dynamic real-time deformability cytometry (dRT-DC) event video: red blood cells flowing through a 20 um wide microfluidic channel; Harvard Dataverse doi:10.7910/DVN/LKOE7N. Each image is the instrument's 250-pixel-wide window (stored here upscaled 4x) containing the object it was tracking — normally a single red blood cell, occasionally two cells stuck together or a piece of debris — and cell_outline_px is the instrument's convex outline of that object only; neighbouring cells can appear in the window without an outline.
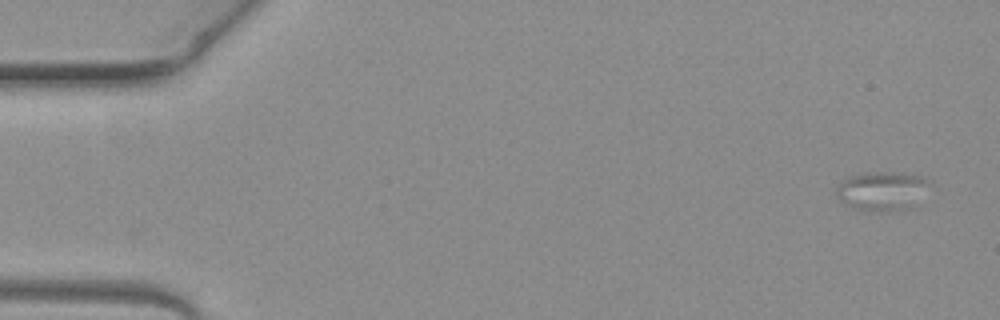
{"species": "common noctule bat (a hibernating species)", "species_latin": "Nyctalus noctula", "temperature_condition": "warm", "stored_images_in_passage": 7, "camera_frame_rate_fps": 3000, "um_per_image_px": 0.085, "animal": {"sex": "female", "body_mass_g": 19.3, "forearm_length_mm": 54.1}, "frame": {"image": 1, "passage_image": 1, "time_ms": 0.0, "image_size_px": [1000, 320], "cell_outline_px": [[936, 188], [912, 208], [880, 212], [876, 212], [856, 208], [840, 200], [836, 192], [840, 180], [848, 176], [868, 172], [904, 172], [924, 176]], "centroid_in_image_um": [75.13, 16.21], "position_along_channel_um": 9.9, "area_um2": 22.14}}
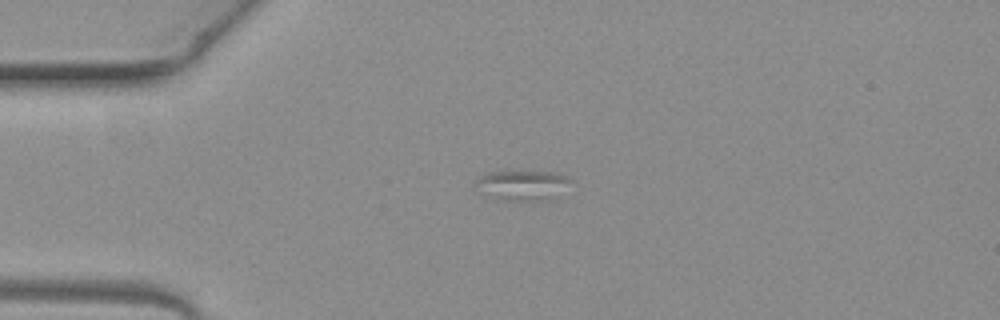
{"frame": {"image": 2, "passage_image": 4, "time_ms": 1.0, "image_size_px": [1000, 320], "cell_outline_px": [[568, 180], [552, 200], [496, 200], [476, 192], [472, 184], [480, 176], [488, 172], [560, 172], [568, 176]], "centroid_in_image_um": [44.24, 15.76], "position_along_channel_um": 40.8, "area_um2": 16.65}}